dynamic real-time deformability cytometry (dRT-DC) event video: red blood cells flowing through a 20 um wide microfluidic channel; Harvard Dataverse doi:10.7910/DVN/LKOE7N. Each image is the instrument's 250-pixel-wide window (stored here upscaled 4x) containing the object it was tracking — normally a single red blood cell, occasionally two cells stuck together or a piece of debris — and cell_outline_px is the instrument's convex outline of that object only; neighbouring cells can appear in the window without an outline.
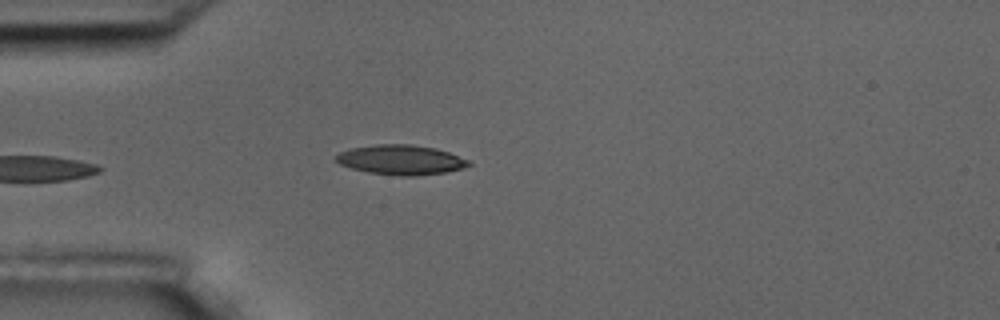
{"species": "common noctule bat (a hibernating species)", "species_latin": "Nyctalus noctula", "temperature_condition": "room temperature", "stored_images_in_passage": 5, "camera_frame_rate_fps": 3000, "um_per_image_px": 0.085, "animal": {"sex": "male", "body_mass_g": 17.5, "forearm_length_mm": 52.3}, "frame": {"image": 1, "passage_image": 4, "time_ms": 3.667, "image_size_px": [1000, 320], "cell_outline_px": [[472, 164], [464, 168], [444, 172], [412, 176], [400, 176], [368, 172], [352, 168], [340, 164], [336, 160], [336, 156], [340, 152], [352, 148], [376, 144], [412, 144], [436, 148], [448, 152], [468, 160]], "centroid_in_image_um": [34.09, 13.58], "position_along_channel_um": 50.9, "area_um2": 22.83}}